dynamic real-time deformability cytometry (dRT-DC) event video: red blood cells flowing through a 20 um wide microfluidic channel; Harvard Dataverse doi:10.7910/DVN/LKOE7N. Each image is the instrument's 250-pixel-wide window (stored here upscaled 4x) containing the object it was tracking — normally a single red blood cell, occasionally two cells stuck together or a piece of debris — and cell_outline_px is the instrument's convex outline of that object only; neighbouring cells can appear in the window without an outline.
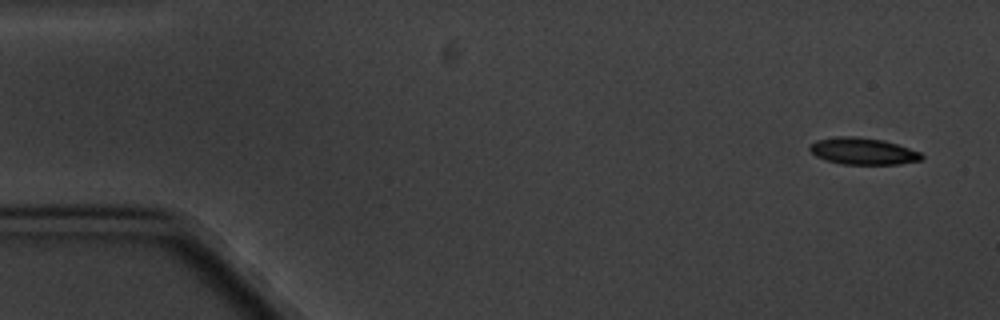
{"species": "common noctule bat (a hibernating species)", "species_latin": "Nyctalus noctula", "temperature_condition": "cold", "stored_images_in_passage": 5, "camera_frame_rate_fps": 3000, "um_per_image_px": 0.085, "animal": {"sex": "male", "body_mass_g": 20.1, "forearm_length_mm": 53.5}, "frame": {"image": 1, "passage_image": 1, "time_ms": 0.0, "image_size_px": [1000, 320], "cell_outline_px": [[924, 156], [920, 160], [896, 164], [840, 164], [816, 156], [808, 148], [816, 140], [836, 136], [856, 136], [884, 140], [920, 152]], "centroid_in_image_um": [73.33, 12.84], "position_along_channel_um": 11.7, "area_um2": 17.28}}
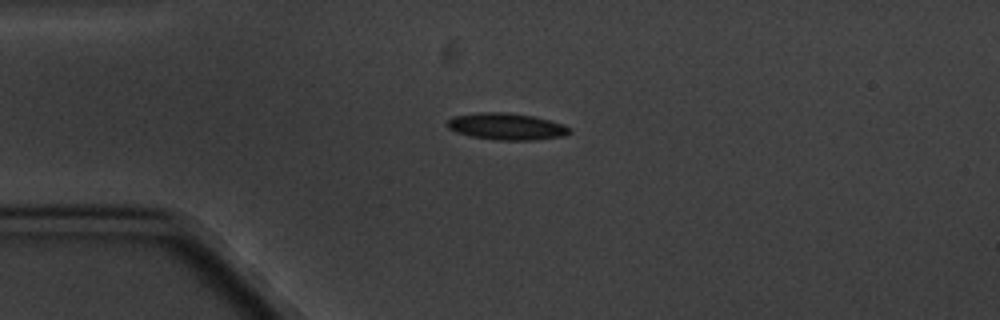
{"frame": {"image": 2, "passage_image": 4, "time_ms": 3.667, "image_size_px": [1000, 320], "cell_outline_px": [[572, 132], [564, 136], [532, 140], [496, 140], [472, 136], [456, 132], [448, 128], [444, 124], [452, 116], [480, 112], [508, 112], [532, 116], [564, 124], [572, 128]], "centroid_in_image_um": [43.05, 10.75], "position_along_channel_um": 42.0, "area_um2": 19.19}}